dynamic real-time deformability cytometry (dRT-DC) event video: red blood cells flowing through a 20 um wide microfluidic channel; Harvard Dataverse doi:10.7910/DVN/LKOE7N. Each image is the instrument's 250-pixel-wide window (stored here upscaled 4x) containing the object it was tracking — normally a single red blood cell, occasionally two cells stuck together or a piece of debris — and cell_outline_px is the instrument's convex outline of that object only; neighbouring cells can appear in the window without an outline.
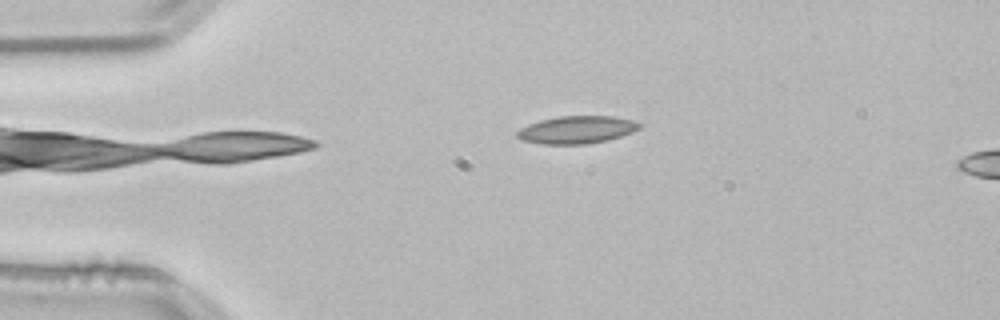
{"species": "common noctule bat (a hibernating species)", "species_latin": "Nyctalus noctula", "temperature_condition": "room temperature", "stored_images_in_passage": 43, "camera_frame_rate_fps": 3000, "um_per_image_px": 0.085, "animal": {"sex": "male", "body_mass_g": 21.5, "forearm_length_mm": 52.0}, "frame": {"image": 1, "passage_image": 1, "time_ms": 0.0, "image_size_px": [1000, 320], "cell_outline_px": [[644, 124], [640, 128], [632, 132], [608, 140], [584, 144], [540, 144], [520, 140], [516, 136], [516, 132], [520, 128], [528, 124], [540, 120], [556, 116], [612, 116], [632, 120]], "centroid_in_image_um": [49.0, 11.03], "position_along_channel_um": 36.0, "area_um2": 19.83}}
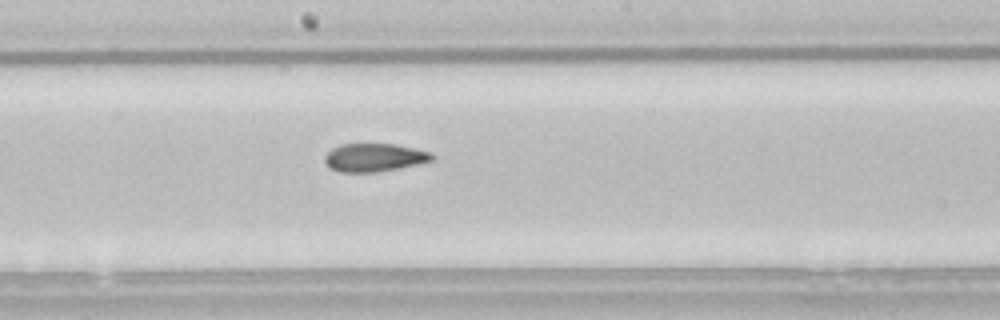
{"frame": {"image": 2, "passage_image": 18, "time_ms": 5.667, "image_size_px": [1000, 320], "cell_outline_px": [[436, 156], [432, 160], [416, 164], [376, 172], [340, 172], [332, 168], [324, 160], [324, 156], [332, 148], [340, 144], [396, 144], [428, 152]], "centroid_in_image_um": [31.78, 13.38], "position_along_channel_um": 216.4, "area_um2": 17.28}}
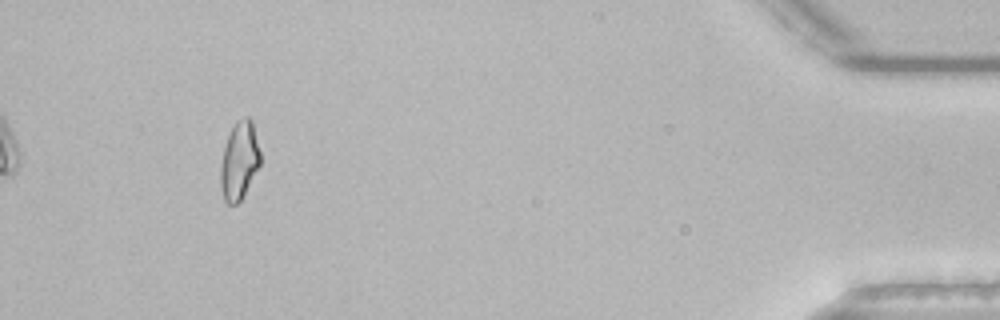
{"frame": {"image": 3, "passage_image": 39, "time_ms": 12.667, "image_size_px": [1000, 320], "cell_outline_px": [[260, 164], [244, 196], [236, 204], [228, 204], [224, 200], [220, 188], [220, 168], [224, 148], [228, 136], [236, 120], [244, 116], [248, 116], [252, 120], [260, 152]], "centroid_in_image_um": [20.34, 13.66], "position_along_channel_um": 414.9, "area_um2": 18.09}, "authors_computed_cell_mechanics": {"area_um2": 18.207, "velocity_mm_per_s": 3.8268, "shape_relaxation_time_tau1_ms": null, "shape_relaxation_time_tau2_ms": 5.1398, "deformation_change_tau1": null, "deformation_change_tau2": 0.1211}}